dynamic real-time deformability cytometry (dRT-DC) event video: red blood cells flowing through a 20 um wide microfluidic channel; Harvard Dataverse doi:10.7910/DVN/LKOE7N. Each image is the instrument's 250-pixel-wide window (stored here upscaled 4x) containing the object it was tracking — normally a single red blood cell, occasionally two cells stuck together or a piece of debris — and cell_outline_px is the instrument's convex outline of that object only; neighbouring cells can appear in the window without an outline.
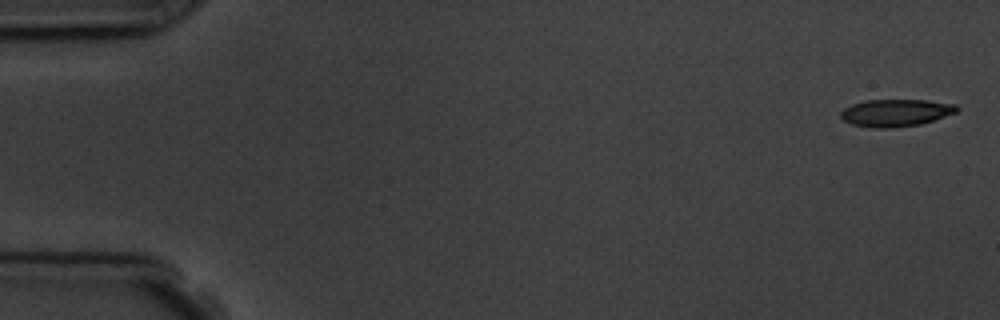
{"species": "common noctule bat (a hibernating species)", "species_latin": "Nyctalus noctula", "temperature_condition": "room temperature", "stored_images_in_passage": 7, "camera_frame_rate_fps": 3000, "um_per_image_px": 0.085, "animal": {"sex": "male", "body_mass_g": 19.5, "forearm_length_mm": 54.6}, "frame": {"image": 1, "passage_image": 1, "time_ms": 0.0, "image_size_px": [1000, 320], "cell_outline_px": [[960, 108], [956, 112], [920, 124], [892, 128], [872, 128], [852, 124], [844, 120], [840, 116], [840, 112], [844, 108], [852, 104], [864, 100], [924, 100], [956, 104]], "centroid_in_image_um": [76.11, 9.58], "position_along_channel_um": 8.9, "area_um2": 18.38}}
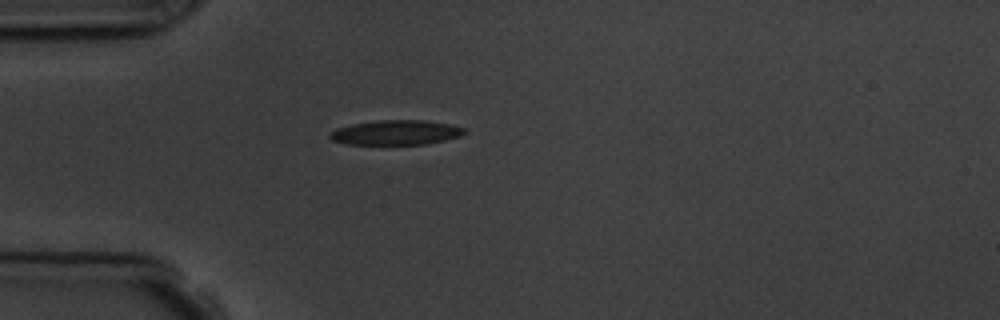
{"frame": {"image": 2, "passage_image": 5, "time_ms": 4.667, "image_size_px": [1000, 320], "cell_outline_px": [[464, 132], [460, 136], [428, 144], [348, 144], [332, 140], [328, 136], [328, 132], [336, 128], [352, 124], [376, 120], [424, 120], [448, 124], [464, 128]], "centroid_in_image_um": [33.6, 11.26], "position_along_channel_um": 51.4, "area_um2": 19.31}}